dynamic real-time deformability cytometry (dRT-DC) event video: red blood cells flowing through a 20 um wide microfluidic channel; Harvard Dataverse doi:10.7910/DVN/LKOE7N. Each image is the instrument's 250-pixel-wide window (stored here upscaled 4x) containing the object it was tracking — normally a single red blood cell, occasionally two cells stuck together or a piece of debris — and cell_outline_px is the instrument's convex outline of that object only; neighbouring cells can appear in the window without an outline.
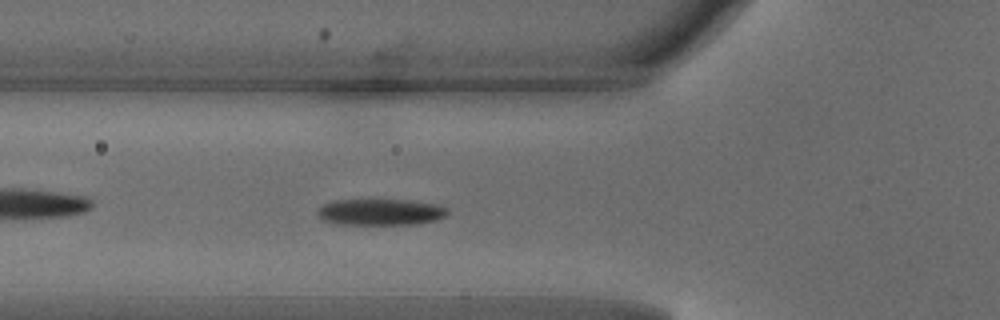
{"species": "common noctule bat (a hibernating species)", "species_latin": "Nyctalus noctula", "temperature_condition": "warm", "stored_images_in_passage": 37, "camera_frame_rate_fps": 3000, "um_per_image_px": 0.085, "animal": {"sex": "male", "body_mass_g": 18.8}, "frame": {"image": 1, "passage_image": 5, "time_ms": 1.333, "image_size_px": [1000, 320], "cell_outline_px": [[448, 212], [444, 216], [436, 220], [416, 224], [340, 224], [324, 220], [316, 212], [324, 204], [332, 200], [408, 200], [436, 204], [448, 208]], "centroid_in_image_um": [32.36, 18.02], "position_along_channel_um": 93.4, "area_um2": 19.77}}
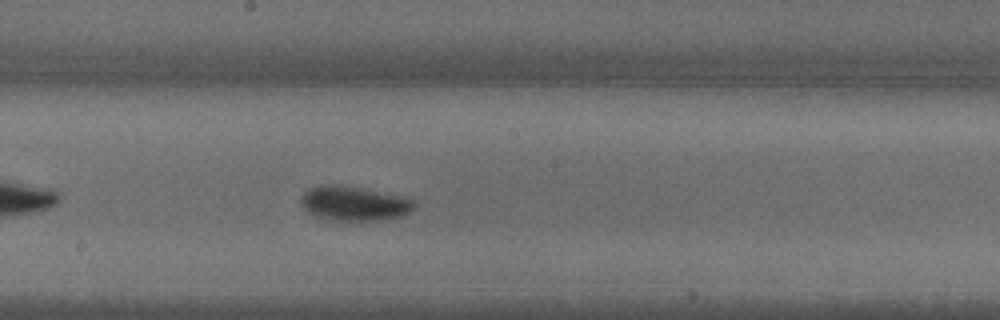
{"frame": {"image": 2, "passage_image": 14, "time_ms": 4.333, "image_size_px": [1000, 320], "cell_outline_px": [[416, 204], [412, 212], [400, 216], [384, 220], [332, 220], [316, 216], [308, 212], [304, 208], [300, 200], [300, 196], [304, 192], [320, 184], [356, 188], [400, 196], [412, 200]], "centroid_in_image_um": [30.09, 17.32], "position_along_channel_um": 218.1, "area_um2": 22.2}}
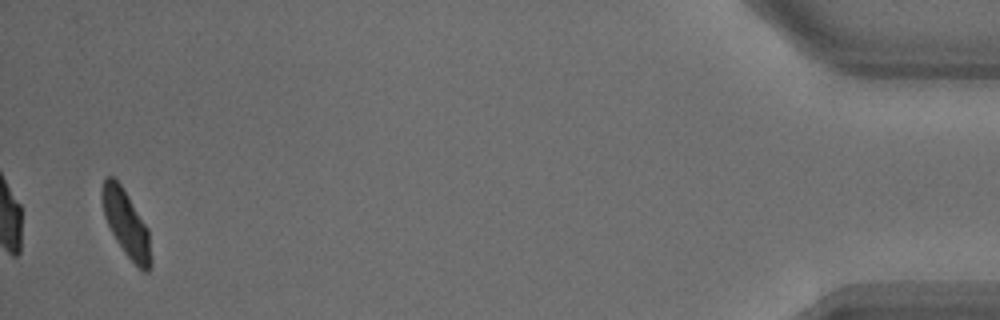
{"frame": {"image": 3, "passage_image": 35, "time_ms": 11.333, "image_size_px": [1000, 320], "cell_outline_px": [[152, 268], [148, 272], [144, 272], [124, 252], [116, 240], [104, 216], [100, 196], [100, 192], [104, 180], [108, 176], [112, 176], [120, 184], [128, 196], [148, 228], [152, 260]], "centroid_in_image_um": [10.73, 19.02], "position_along_channel_um": 424.5, "area_um2": 18.79}, "authors_computed_cell_mechanics": {"area_um2": 20.4612, "velocity_mm_per_s": 4.1428, "shape_relaxation_time_tau1_ms": 2.7819, "shape_relaxation_time_tau2_ms": 6.4837, "deformation_change_tau1": 0.1609, "deformation_change_tau2": 0.1105}}